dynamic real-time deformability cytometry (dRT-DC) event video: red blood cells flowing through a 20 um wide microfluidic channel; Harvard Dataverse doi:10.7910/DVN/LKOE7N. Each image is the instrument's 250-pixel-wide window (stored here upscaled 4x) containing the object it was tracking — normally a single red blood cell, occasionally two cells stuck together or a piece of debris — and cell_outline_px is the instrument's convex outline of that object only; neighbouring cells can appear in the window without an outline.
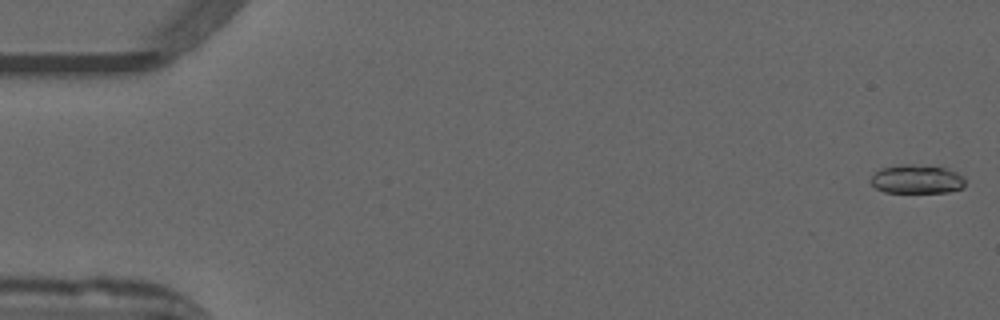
{"species": "common noctule bat (a hibernating species)", "species_latin": "Nyctalus noctula", "temperature_condition": "warm", "stored_images_in_passage": 52, "camera_frame_rate_fps": 3000, "um_per_image_px": 0.085, "animal": {"sex": "male", "forearm_length_mm": 52.5}, "frame": {"image": 1, "passage_image": 1, "time_ms": 0.0, "image_size_px": [1000, 320], "cell_outline_px": [[964, 188], [948, 192], [884, 192], [876, 188], [868, 180], [880, 168], [904, 164], [912, 164], [948, 168], [964, 176]], "centroid_in_image_um": [77.93, 15.23], "position_along_channel_um": 7.1, "area_um2": 15.95}}
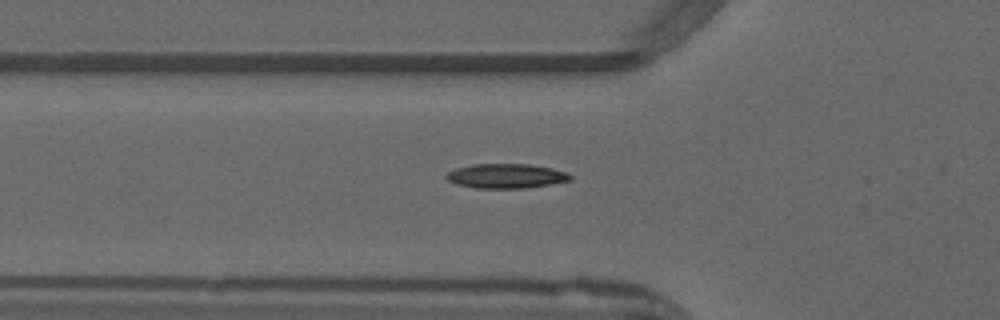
{"frame": {"image": 2, "passage_image": 18, "time_ms": 5.667, "image_size_px": [1000, 320], "cell_outline_px": [[572, 180], [552, 184], [528, 188], [476, 188], [456, 184], [448, 180], [444, 176], [448, 172], [456, 168], [472, 164], [528, 164], [552, 168], [568, 172], [572, 176]], "centroid_in_image_um": [43.04, 14.96], "position_along_channel_um": 82.8, "area_um2": 17.86}}
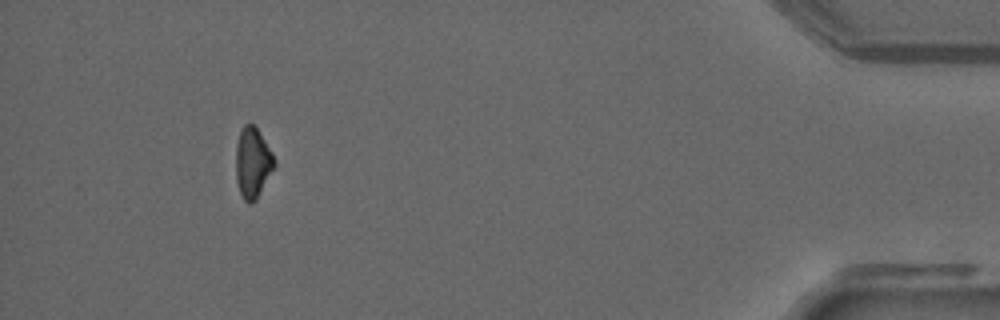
{"frame": {"image": 3, "passage_image": 48, "time_ms": 15.667, "image_size_px": [1000, 320], "cell_outline_px": [[276, 164], [256, 200], [252, 204], [248, 204], [244, 200], [240, 192], [236, 180], [236, 148], [240, 132], [244, 124], [252, 124], [256, 128], [272, 152], [276, 160]], "centroid_in_image_um": [21.48, 13.87], "position_along_channel_um": 413.7, "area_um2": 15.66}}